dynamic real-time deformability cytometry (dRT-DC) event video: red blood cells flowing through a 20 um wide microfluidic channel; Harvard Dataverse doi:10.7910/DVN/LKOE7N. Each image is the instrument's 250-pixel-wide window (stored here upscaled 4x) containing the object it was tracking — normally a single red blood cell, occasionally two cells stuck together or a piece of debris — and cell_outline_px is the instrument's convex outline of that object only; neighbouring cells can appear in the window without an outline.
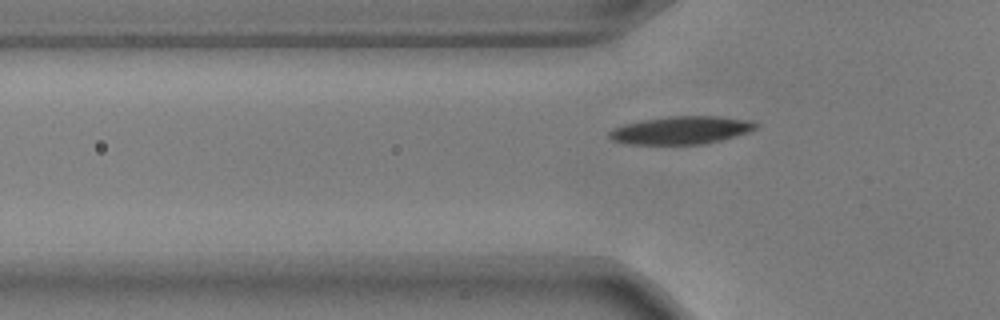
{"species": "common noctule bat (a hibernating species)", "species_latin": "Nyctalus noctula", "temperature_condition": "warm", "stored_images_in_passage": 39, "camera_frame_rate_fps": 3000, "um_per_image_px": 0.085, "animal": {"sex": "male", "body_mass_g": 17.9, "forearm_length_mm": 54.2}, "frame": {"image": 1, "passage_image": 9, "time_ms": 2.667, "image_size_px": [1000, 320], "cell_outline_px": [[760, 124], [756, 128], [748, 132], [736, 136], [704, 144], [628, 144], [612, 140], [608, 136], [608, 132], [612, 128], [624, 124], [640, 120], [668, 116], [720, 116], [752, 120]], "centroid_in_image_um": [57.9, 11.06], "position_along_channel_um": 67.9, "area_um2": 24.04}}
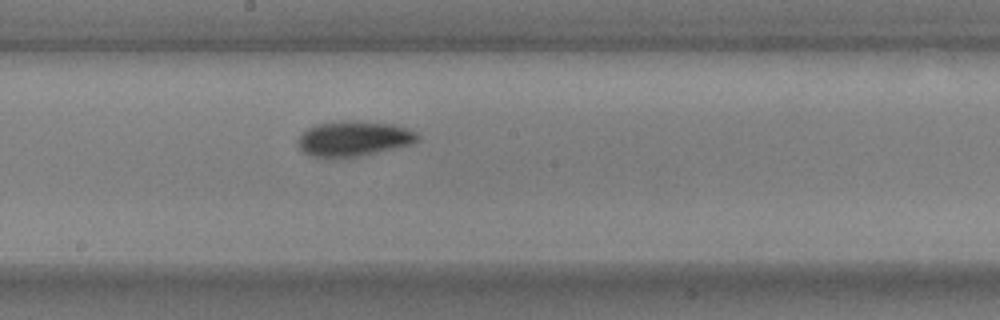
{"frame": {"image": 2, "passage_image": 21, "time_ms": 6.667, "image_size_px": [1000, 320], "cell_outline_px": [[420, 140], [412, 144], [376, 152], [356, 156], [312, 156], [304, 152], [296, 144], [296, 140], [308, 128], [316, 124], [344, 120], [352, 120], [396, 124], [416, 132], [420, 136]], "centroid_in_image_um": [30.09, 11.75], "position_along_channel_um": 218.1, "area_um2": 24.33}}
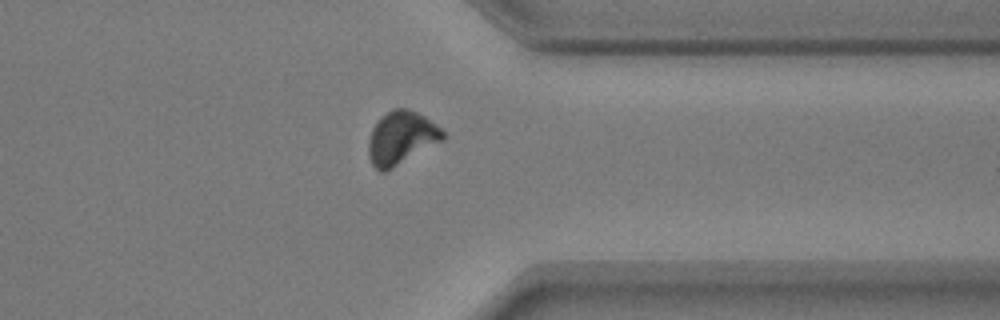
{"frame": {"image": 3, "passage_image": 34, "time_ms": 11.0, "image_size_px": [1000, 320], "cell_outline_px": [[444, 140], [392, 168], [384, 172], [380, 172], [372, 164], [368, 156], [368, 140], [372, 128], [380, 116], [392, 108], [408, 108], [424, 116], [436, 124], [444, 132]], "centroid_in_image_um": [34.08, 11.71], "position_along_channel_um": 377.3, "area_um2": 23.12}}